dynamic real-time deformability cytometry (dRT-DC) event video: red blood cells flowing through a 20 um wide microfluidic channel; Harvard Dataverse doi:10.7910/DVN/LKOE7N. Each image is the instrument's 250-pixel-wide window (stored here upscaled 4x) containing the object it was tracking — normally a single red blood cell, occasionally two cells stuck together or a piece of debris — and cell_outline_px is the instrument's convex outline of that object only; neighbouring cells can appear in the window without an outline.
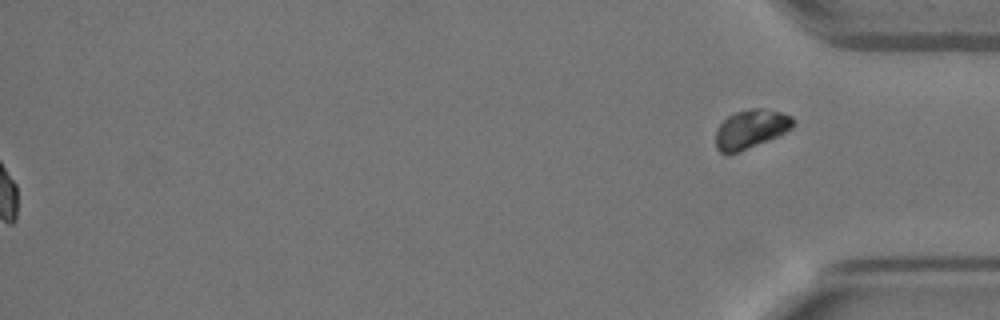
{"species": "Egyptian fruit bat (a non-hibernating species)", "species_latin": "Rousettus aegyptiacus", "temperature_condition": "warm", "stored_images_in_passage": 52, "segment_of_instrument_passage": [2, 2], "camera_frame_rate_fps": 3000, "um_per_image_px": 0.085, "animal": {"sex": "female"}, "frame": {"image": 1, "passage_image": 52, "time_ms": 17.0, "image_size_px": [1000, 320], "cell_outline_px": [[792, 128], [768, 140], [740, 152], [728, 156], [724, 156], [716, 148], [716, 132], [720, 124], [728, 116], [736, 112], [748, 108], [764, 108], [780, 112], [792, 116]], "centroid_in_image_um": [63.76, 10.99], "position_along_channel_um": 371.4, "area_um2": 17.57}}